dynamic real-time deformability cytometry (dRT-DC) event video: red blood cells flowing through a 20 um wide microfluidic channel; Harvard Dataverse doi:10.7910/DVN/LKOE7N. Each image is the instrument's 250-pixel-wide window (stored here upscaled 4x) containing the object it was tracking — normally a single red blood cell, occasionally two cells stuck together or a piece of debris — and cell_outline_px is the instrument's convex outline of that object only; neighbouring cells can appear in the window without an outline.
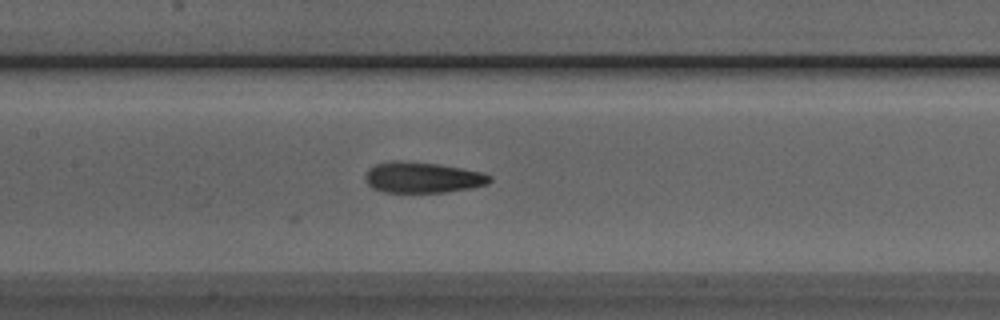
{"species": "Egyptian fruit bat (a non-hibernating species)", "species_latin": "Rousettus aegyptiacus", "temperature_condition": "room temperature", "stored_images_in_passage": 31, "camera_frame_rate_fps": 3000, "um_per_image_px": 0.085, "animal": {"sex": "male"}, "frame": {"image": 1, "passage_image": 9, "time_ms": 2.667, "image_size_px": [1000, 320], "cell_outline_px": [[492, 180], [488, 184], [472, 188], [444, 192], [384, 192], [372, 188], [364, 180], [364, 172], [368, 168], [376, 164], [392, 160], [400, 160], [436, 164], [484, 172], [492, 176]], "centroid_in_image_um": [35.89, 15.08], "position_along_channel_um": 171.5, "area_um2": 22.6}}
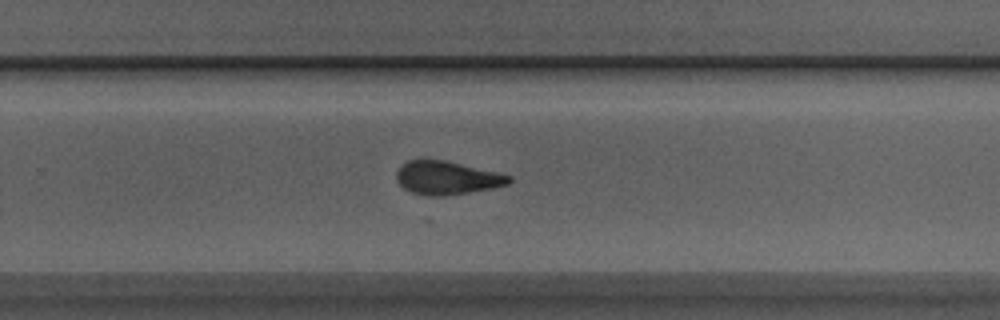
{"frame": {"image": 2, "passage_image": 18, "time_ms": 5.667, "image_size_px": [1000, 320], "cell_outline_px": [[512, 180], [508, 184], [492, 188], [444, 196], [428, 196], [412, 192], [404, 188], [396, 180], [396, 172], [400, 164], [408, 160], [444, 160], [496, 172], [512, 176]], "centroid_in_image_um": [37.95, 15.12], "position_along_channel_um": 291.8, "area_um2": 21.73}}
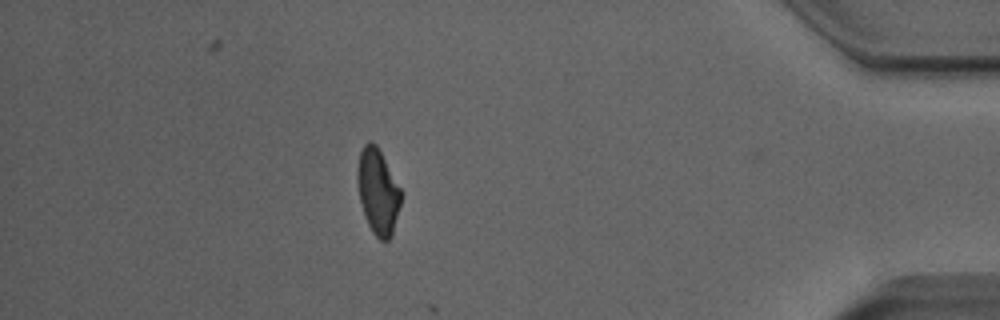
{"frame": {"image": 3, "passage_image": 30, "time_ms": 9.667, "image_size_px": [1000, 320], "cell_outline_px": [[400, 204], [392, 236], [388, 240], [380, 240], [372, 232], [364, 216], [360, 200], [356, 180], [356, 168], [360, 152], [364, 144], [368, 140], [372, 140], [376, 144], [400, 188]], "centroid_in_image_um": [32.08, 16.27], "position_along_channel_um": 403.1, "area_um2": 21.62}, "authors_computed_cell_mechanics": {"area_um2": 22.1374, "velocity_mm_per_s": 4.0276, "shape_relaxation_time_tau1_ms": 3.8662, "shape_relaxation_time_tau2_ms": 2.1665, "deformation_change_tau1": 0.1804, "deformation_change_tau2": 0.1054}}